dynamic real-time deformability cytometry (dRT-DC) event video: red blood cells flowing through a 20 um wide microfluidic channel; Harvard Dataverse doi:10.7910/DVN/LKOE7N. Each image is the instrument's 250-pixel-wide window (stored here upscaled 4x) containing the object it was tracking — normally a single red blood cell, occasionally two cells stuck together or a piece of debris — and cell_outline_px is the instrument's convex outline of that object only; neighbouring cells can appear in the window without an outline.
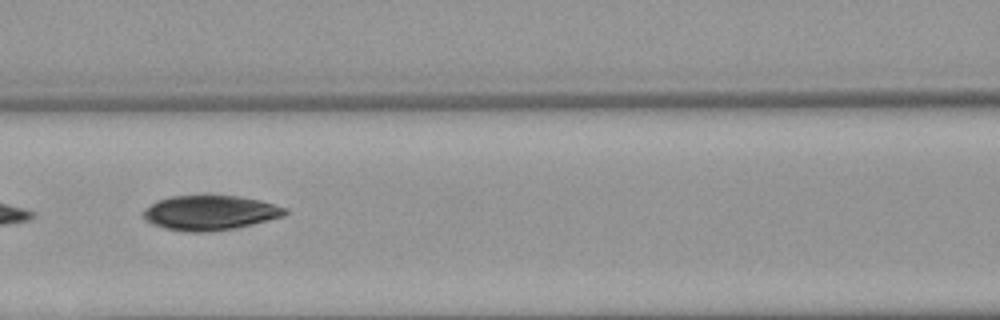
{"species": "Egyptian fruit bat (a non-hibernating species)", "species_latin": "Rousettus aegyptiacus", "temperature_condition": "warm", "stored_images_in_passage": 6, "camera_frame_rate_fps": 3000, "um_per_image_px": 0.085, "animal": {"sex": "female"}, "frame": {"image": 1, "passage_image": 4, "time_ms": 3.667, "image_size_px": [1000, 320], "cell_outline_px": [[288, 212], [284, 216], [236, 228], [208, 232], [192, 232], [164, 228], [152, 224], [144, 220], [140, 216], [140, 212], [152, 204], [160, 200], [172, 196], [208, 192], [236, 196], [260, 200], [288, 208]], "centroid_in_image_um": [17.82, 18.05], "position_along_channel_um": 148.8, "area_um2": 29.59}}
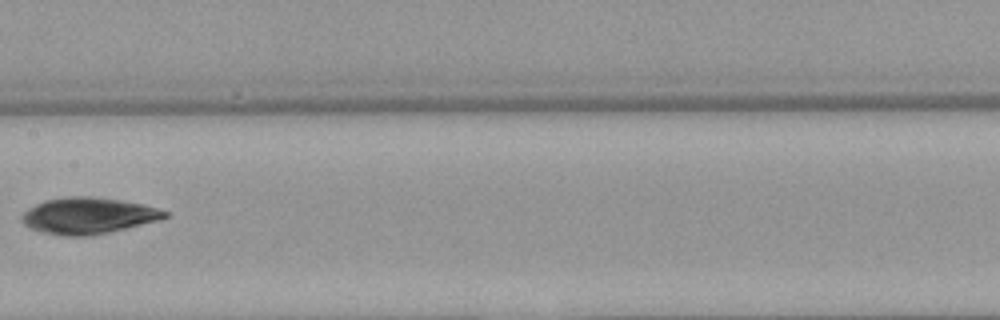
{"frame": {"image": 2, "passage_image": 5, "time_ms": 5.0, "image_size_px": [1000, 320], "cell_outline_px": [[168, 216], [160, 220], [108, 232], [88, 236], [64, 236], [40, 232], [24, 224], [20, 216], [28, 208], [44, 200], [64, 196], [92, 196], [120, 200], [140, 204], [156, 208], [168, 212]], "centroid_in_image_um": [7.46, 18.33], "position_along_channel_um": 199.9, "area_um2": 30.17}}
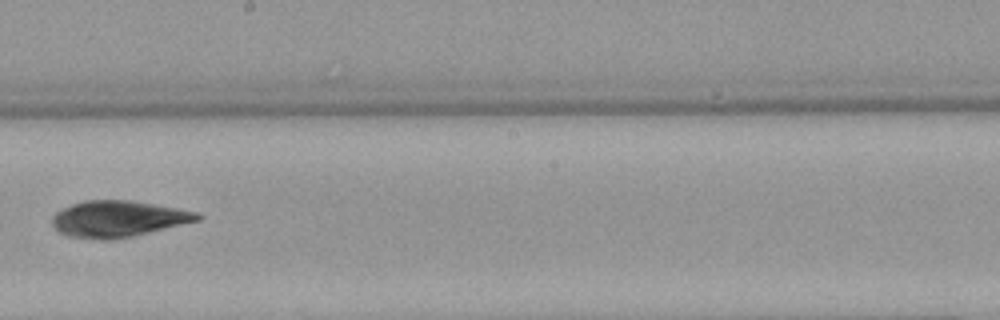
{"frame": {"image": 3, "passage_image": 6, "time_ms": 6.0, "image_size_px": [1000, 320], "cell_outline_px": [[204, 216], [200, 220], [128, 236], [108, 240], [100, 240], [68, 236], [60, 232], [52, 224], [52, 216], [56, 212], [72, 204], [84, 200], [128, 200], [176, 208], [196, 212]], "centroid_in_image_um": [10.0, 18.59], "position_along_channel_um": 238.2, "area_um2": 30.11}}